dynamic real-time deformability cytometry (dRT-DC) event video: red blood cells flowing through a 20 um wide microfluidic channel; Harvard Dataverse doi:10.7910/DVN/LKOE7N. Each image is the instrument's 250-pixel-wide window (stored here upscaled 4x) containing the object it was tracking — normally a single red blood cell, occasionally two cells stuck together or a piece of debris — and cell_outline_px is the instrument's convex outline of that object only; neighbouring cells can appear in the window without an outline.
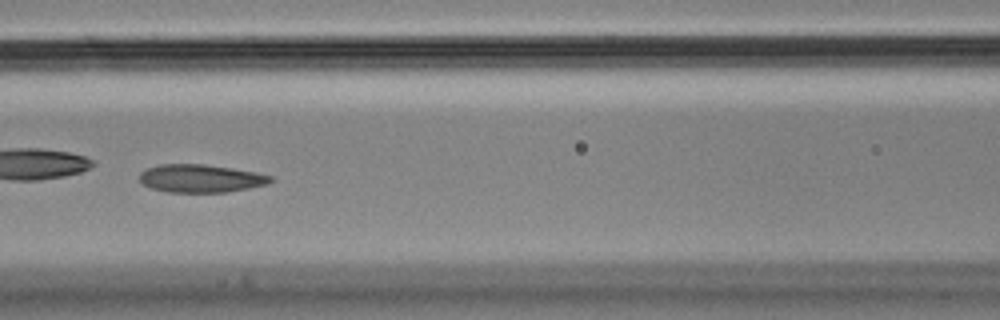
{"species": "Egyptian fruit bat (a non-hibernating species)", "species_latin": "Rousettus aegyptiacus", "temperature_condition": "cold", "stored_images_in_passage": 53, "camera_frame_rate_fps": 3000, "um_per_image_px": 0.085, "animal": {"sex": "male"}, "frame": {"image": 1, "passage_image": 23, "time_ms": 7.333, "image_size_px": [1000, 320], "cell_outline_px": [[272, 180], [268, 184], [228, 192], [168, 192], [152, 188], [144, 184], [140, 180], [140, 172], [148, 168], [160, 164], [204, 164], [232, 168], [256, 172], [272, 176]], "centroid_in_image_um": [17.07, 15.16], "position_along_channel_um": 149.5, "area_um2": 21.27}, "authors_computed_cell_mechanics": {"area_um2": 21.964, "velocity_mm_per_s": 3.5627, "shape_relaxation_time_tau1_ms": null, "shape_relaxation_time_tau2_ms": 2.3185, "deformation_change_tau1": null, "deformation_change_tau2": 0.0898}}